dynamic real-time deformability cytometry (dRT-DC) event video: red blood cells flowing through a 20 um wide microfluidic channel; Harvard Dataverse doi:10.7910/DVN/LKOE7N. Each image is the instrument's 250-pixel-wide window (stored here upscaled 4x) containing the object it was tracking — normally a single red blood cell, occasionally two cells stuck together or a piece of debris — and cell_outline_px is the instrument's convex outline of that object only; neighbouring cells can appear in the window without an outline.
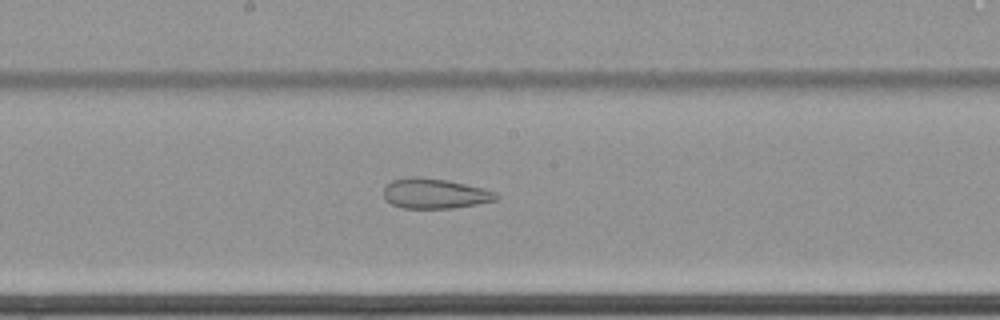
{"species": "common noctule bat (a hibernating species)", "species_latin": "Nyctalus noctula", "temperature_condition": "cold", "stored_images_in_passage": 65, "camera_frame_rate_fps": 3000, "um_per_image_px": 0.085, "animal": {"sex": "female", "body_mass_g": 22.7, "forearm_length_mm": 54.2}, "frame": {"image": 1, "passage_image": 38, "time_ms": 12.333, "image_size_px": [1000, 320], "cell_outline_px": [[500, 196], [496, 200], [476, 204], [452, 208], [400, 208], [384, 200], [384, 188], [392, 180], [412, 176], [420, 176], [448, 180], [496, 192]], "centroid_in_image_um": [36.92, 16.45], "position_along_channel_um": 211.3, "area_um2": 19.71}}